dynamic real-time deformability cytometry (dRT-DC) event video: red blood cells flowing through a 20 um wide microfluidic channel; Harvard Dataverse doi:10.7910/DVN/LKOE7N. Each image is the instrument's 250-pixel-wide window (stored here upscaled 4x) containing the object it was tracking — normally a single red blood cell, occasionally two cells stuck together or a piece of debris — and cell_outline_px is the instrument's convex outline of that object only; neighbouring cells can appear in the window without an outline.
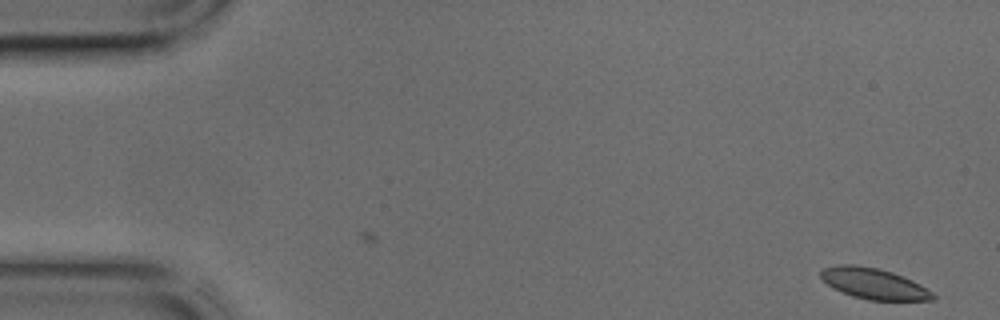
{"species": "common noctule bat (a hibernating species)", "species_latin": "Nyctalus noctula", "temperature_condition": "cold", "stored_images_in_passage": 43, "camera_frame_rate_fps": 3000, "um_per_image_px": 0.085, "animal": {"sex": "male", "body_mass_g": 17.9, "forearm_length_mm": 54.2}, "frame": {"image": 1, "passage_image": 1, "time_ms": 0.0, "image_size_px": [1000, 320], "cell_outline_px": [[936, 300], [868, 300], [852, 296], [832, 288], [820, 276], [820, 272], [824, 268], [840, 264], [852, 264], [880, 268], [892, 272], [912, 280], [920, 284], [932, 292], [936, 296]], "centroid_in_image_um": [74.28, 24.11], "position_along_channel_um": 10.7, "area_um2": 20.17}}
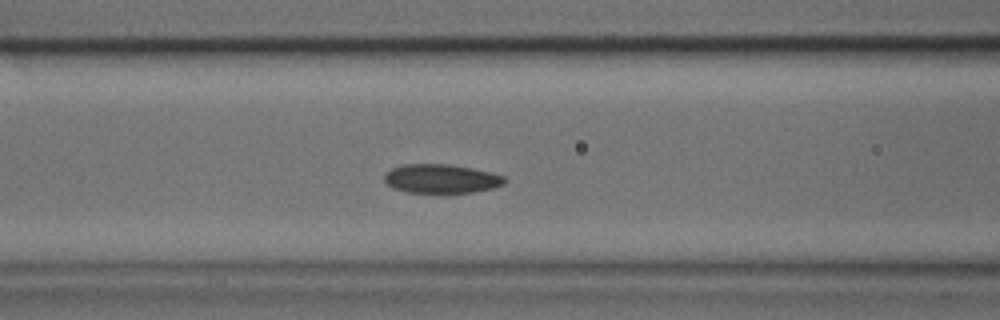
{"frame": {"image": 2, "passage_image": 17, "time_ms": 5.333, "image_size_px": [1000, 320], "cell_outline_px": [[508, 180], [504, 184], [492, 188], [472, 192], [408, 192], [392, 188], [384, 180], [384, 172], [400, 164], [448, 164], [472, 168], [492, 172], [504, 176]], "centroid_in_image_um": [37.49, 15.17], "position_along_channel_um": 129.1, "area_um2": 20.35}}
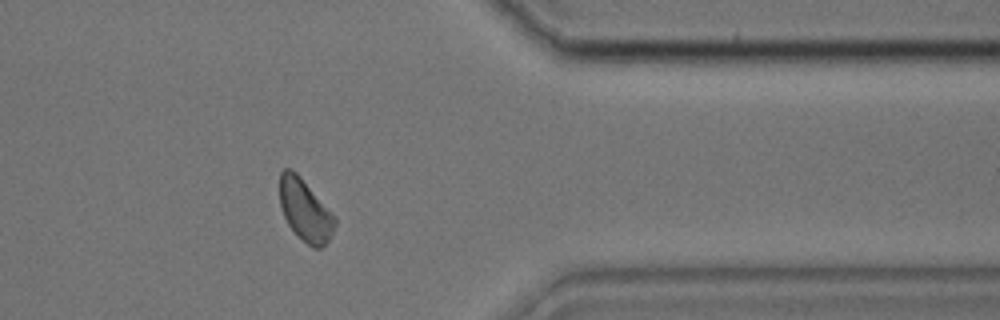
{"frame": {"image": 3, "passage_image": 35, "time_ms": 11.333, "image_size_px": [1000, 320], "cell_outline_px": [[336, 224], [328, 240], [320, 248], [312, 248], [288, 224], [284, 216], [280, 204], [280, 172], [284, 168], [292, 168], [300, 176], [336, 216]], "centroid_in_image_um": [25.94, 17.83], "position_along_channel_um": 385.5, "area_um2": 19.65}}